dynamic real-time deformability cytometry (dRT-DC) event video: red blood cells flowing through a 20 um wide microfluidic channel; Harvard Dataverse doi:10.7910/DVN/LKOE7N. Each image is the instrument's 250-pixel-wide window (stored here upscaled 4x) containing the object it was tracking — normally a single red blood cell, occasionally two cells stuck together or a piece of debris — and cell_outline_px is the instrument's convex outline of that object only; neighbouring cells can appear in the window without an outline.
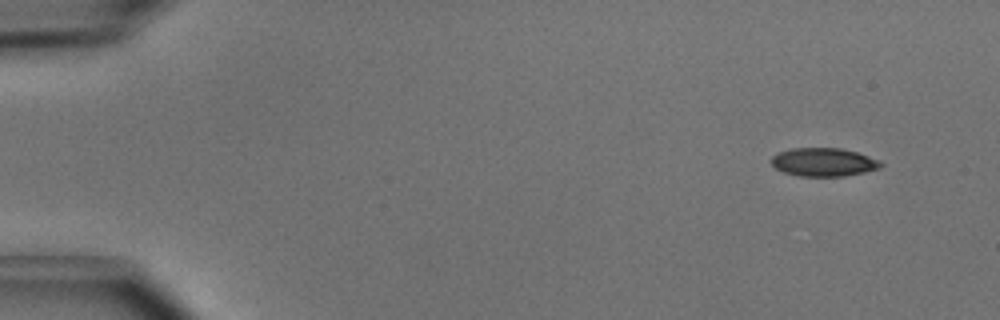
{"species": "common noctule bat (a hibernating species)", "species_latin": "Nyctalus noctula", "temperature_condition": "cold", "stored_images_in_passage": 6, "segment_of_instrument_passage": [2, 2], "camera_frame_rate_fps": 3000, "um_per_image_px": 0.085, "animal": {"sex": "male", "body_mass_g": 15.6}, "frame": {"image": 1, "passage_image": 6, "time_ms": 1.667, "image_size_px": [1000, 320], "cell_outline_px": [[884, 164], [880, 168], [864, 172], [844, 176], [800, 176], [784, 172], [776, 168], [772, 164], [772, 156], [776, 152], [792, 148], [840, 148], [856, 152], [880, 160]], "centroid_in_image_um": [70.01, 13.77], "position_along_channel_um": 15.0, "area_um2": 18.09}}